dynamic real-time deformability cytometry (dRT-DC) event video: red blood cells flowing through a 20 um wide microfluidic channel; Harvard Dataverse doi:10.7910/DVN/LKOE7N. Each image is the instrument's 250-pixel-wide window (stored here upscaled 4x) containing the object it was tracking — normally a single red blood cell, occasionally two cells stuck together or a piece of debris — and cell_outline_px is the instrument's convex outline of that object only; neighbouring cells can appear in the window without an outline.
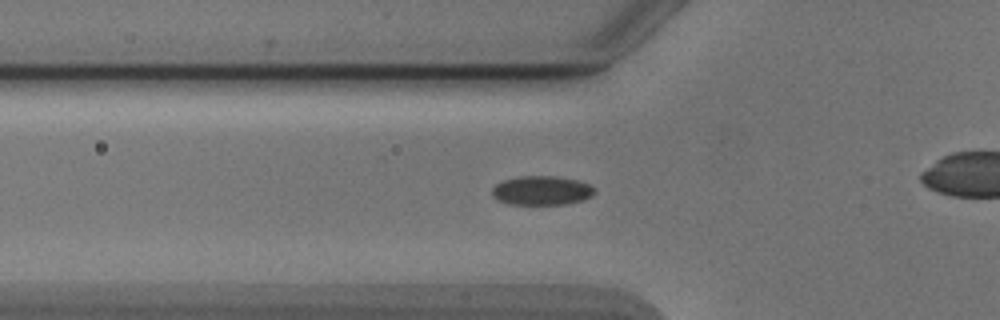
{"species": "Egyptian fruit bat (a non-hibernating species)", "species_latin": "Rousettus aegyptiacus", "temperature_condition": "cold", "stored_images_in_passage": 48, "camera_frame_rate_fps": 3000, "um_per_image_px": 0.085, "animal": {"sex": "male"}, "frame": {"image": 1, "passage_image": 13, "time_ms": 4.0, "image_size_px": [1000, 320], "cell_outline_px": [[596, 192], [592, 196], [584, 200], [564, 204], [508, 204], [496, 200], [492, 196], [492, 188], [496, 184], [504, 180], [516, 176], [556, 176], [576, 180], [592, 184], [596, 188]], "centroid_in_image_um": [46.06, 16.19], "position_along_channel_um": 79.7, "area_um2": 17.69}}
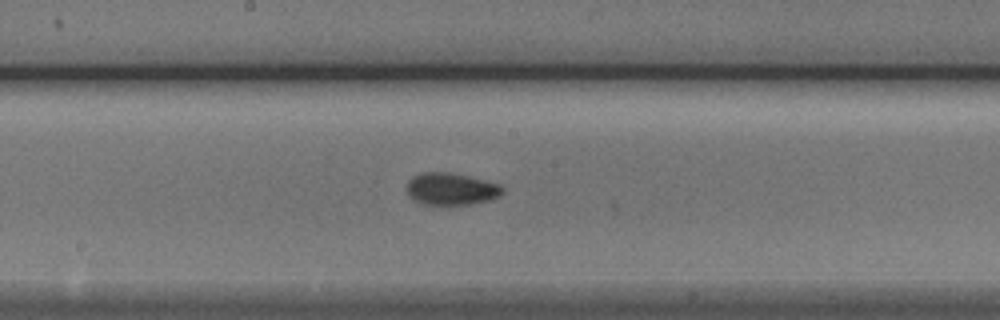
{"frame": {"image": 2, "passage_image": 23, "time_ms": 7.333, "image_size_px": [1000, 320], "cell_outline_px": [[504, 192], [500, 196], [488, 200], [472, 204], [424, 204], [408, 196], [408, 180], [412, 176], [420, 172], [448, 172], [468, 176], [500, 184], [504, 188]], "centroid_in_image_um": [38.36, 16.05], "position_along_channel_um": 209.8, "area_um2": 17.86}}
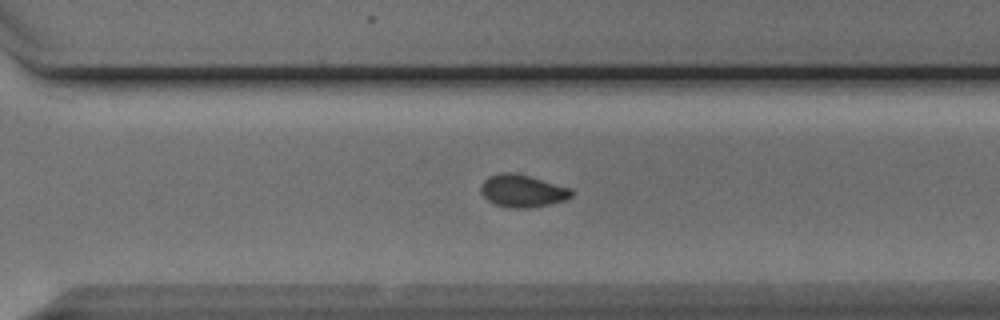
{"frame": {"image": 3, "passage_image": 32, "time_ms": 10.333, "image_size_px": [1000, 320], "cell_outline_px": [[576, 192], [572, 196], [564, 200], [552, 204], [528, 208], [508, 208], [496, 204], [488, 200], [480, 192], [480, 188], [484, 180], [488, 176], [500, 172], [512, 172], [528, 176], [572, 188]], "centroid_in_image_um": [44.43, 16.23], "position_along_channel_um": 326.2, "area_um2": 17.28}, "authors_computed_cell_mechanics": {"area_um2": 17.1955, "velocity_mm_per_s": 3.8847, "shape_relaxation_time_tau1_ms": 4.6352, "shape_relaxation_time_tau2_ms": null, "deformation_change_tau1": 0.0906, "deformation_change_tau2": null}}